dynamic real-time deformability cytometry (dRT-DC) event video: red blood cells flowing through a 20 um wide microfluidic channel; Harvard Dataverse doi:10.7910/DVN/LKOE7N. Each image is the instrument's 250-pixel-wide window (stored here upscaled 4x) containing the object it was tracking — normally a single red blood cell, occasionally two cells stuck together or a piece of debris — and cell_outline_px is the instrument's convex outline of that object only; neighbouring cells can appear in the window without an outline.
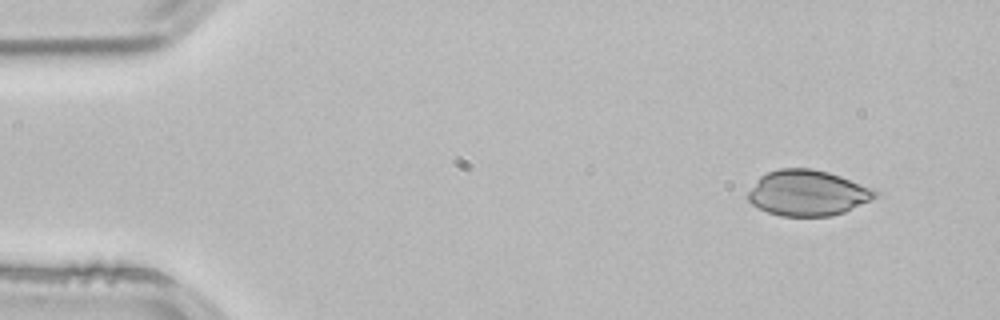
{"species": "common noctule bat (a hibernating species)", "species_latin": "Nyctalus noctula", "temperature_condition": "room temperature", "stored_images_in_passage": 2, "camera_frame_rate_fps": 3000, "um_per_image_px": 0.085, "animal": {"sex": "male", "body_mass_g": 21.5, "forearm_length_mm": 52.0}, "frame": {"image": 1, "passage_image": 1, "time_ms": 0.0, "image_size_px": [1000, 320], "cell_outline_px": [[876, 196], [872, 200], [844, 212], [832, 216], [780, 216], [768, 212], [752, 204], [748, 200], [748, 192], [756, 180], [760, 176], [768, 172], [780, 168], [812, 168], [828, 172], [840, 176], [872, 188], [876, 192]], "centroid_in_image_um": [68.63, 16.4], "position_along_channel_um": 16.4, "area_um2": 33.7}}